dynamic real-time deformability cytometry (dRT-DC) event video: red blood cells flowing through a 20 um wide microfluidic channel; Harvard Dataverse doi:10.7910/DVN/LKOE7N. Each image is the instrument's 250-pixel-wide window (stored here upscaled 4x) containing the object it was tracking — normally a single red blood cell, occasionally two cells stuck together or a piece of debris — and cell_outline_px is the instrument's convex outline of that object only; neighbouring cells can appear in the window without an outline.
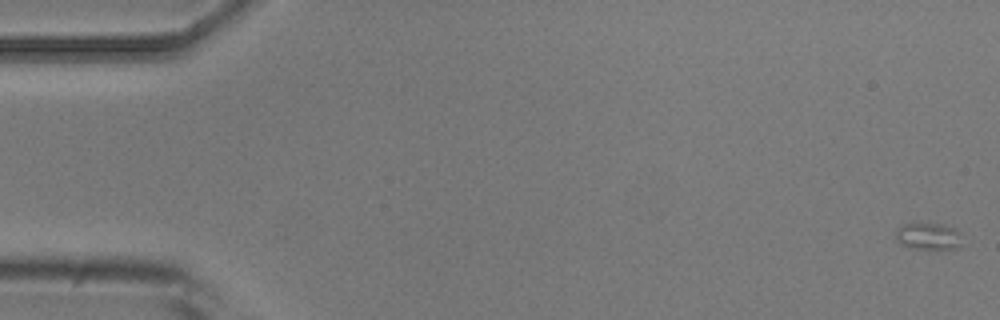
{"species": "common noctule bat (a hibernating species)", "species_latin": "Nyctalus noctula", "temperature_condition": "room temperature", "stored_images_in_passage": 5, "camera_frame_rate_fps": 3000, "um_per_image_px": 0.085, "animal": {"sex": "male", "body_mass_g": 20.5, "forearm_length_mm": 52.5}, "frame": {"image": 1, "passage_image": 1, "time_ms": 0.0, "image_size_px": [1000, 320], "cell_outline_px": [[960, 248], [908, 248], [900, 244], [896, 240], [896, 228], [900, 224], [920, 220], [944, 224], [960, 232]], "centroid_in_image_um": [78.83, 20.01], "position_along_channel_um": 6.2, "area_um2": 10.92}}